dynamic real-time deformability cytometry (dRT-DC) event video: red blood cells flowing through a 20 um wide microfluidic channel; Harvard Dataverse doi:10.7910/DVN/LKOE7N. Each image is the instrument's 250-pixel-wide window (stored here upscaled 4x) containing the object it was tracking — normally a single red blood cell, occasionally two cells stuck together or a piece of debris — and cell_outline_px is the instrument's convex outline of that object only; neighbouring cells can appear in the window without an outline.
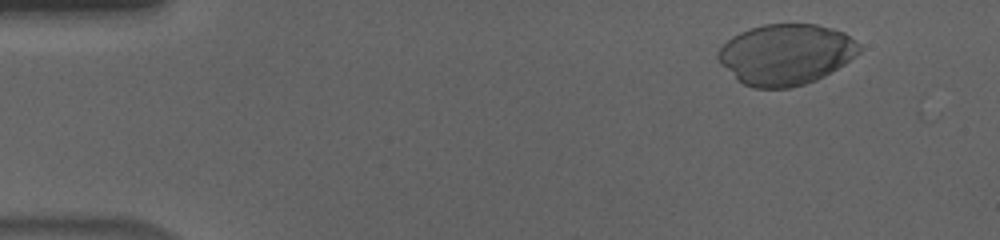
{"species": "human", "species_latin": "Homo sapiens", "temperature_condition": "cold", "stored_images_in_passage": 3, "camera_frame_rate_fps": 3000, "um_per_image_px": 0.085, "donor": {"sex": "male"}, "frame": {"image": 1, "passage_image": 1, "time_ms": 0.0, "image_size_px": [1000, 240], "cell_outline_px": [[860, 52], [844, 64], [824, 76], [816, 80], [804, 84], [788, 88], [756, 88], [744, 84], [736, 80], [720, 64], [716, 56], [720, 48], [732, 36], [740, 32], [764, 24], [816, 24], [832, 28], [844, 32], [856, 40], [860, 44]], "centroid_in_image_um": [66.79, 4.62], "position_along_channel_um": 18.2, "area_um2": 50.05}}